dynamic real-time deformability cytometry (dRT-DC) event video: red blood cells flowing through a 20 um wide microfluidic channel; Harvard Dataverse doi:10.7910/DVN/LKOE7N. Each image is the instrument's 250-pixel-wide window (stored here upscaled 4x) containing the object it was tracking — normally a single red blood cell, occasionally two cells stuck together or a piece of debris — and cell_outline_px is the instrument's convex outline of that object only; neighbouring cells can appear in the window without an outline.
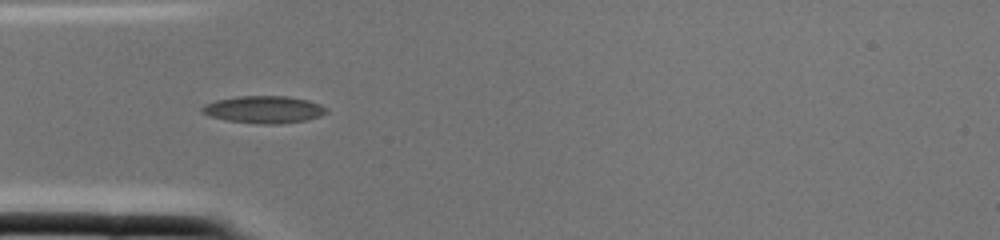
{"species": "common noctule bat (a hibernating species)", "species_latin": "Nyctalus noctula", "temperature_condition": "cold", "stored_images_in_passage": 2, "camera_frame_rate_fps": 3000, "um_per_image_px": 0.085, "animal": {"sex": "female", "body_mass_g": 22.0, "forearm_length_mm": 56.7}, "frame": {"image": 1, "passage_image": 2, "time_ms": 0.333, "image_size_px": [1000, 240], "cell_outline_px": [[328, 112], [320, 116], [304, 120], [280, 124], [264, 124], [224, 120], [208, 116], [200, 112], [200, 108], [204, 104], [216, 100], [236, 96], [288, 96], [308, 100], [320, 104], [328, 108]], "centroid_in_image_um": [22.4, 9.3], "position_along_channel_um": 62.6, "area_um2": 19.94}}